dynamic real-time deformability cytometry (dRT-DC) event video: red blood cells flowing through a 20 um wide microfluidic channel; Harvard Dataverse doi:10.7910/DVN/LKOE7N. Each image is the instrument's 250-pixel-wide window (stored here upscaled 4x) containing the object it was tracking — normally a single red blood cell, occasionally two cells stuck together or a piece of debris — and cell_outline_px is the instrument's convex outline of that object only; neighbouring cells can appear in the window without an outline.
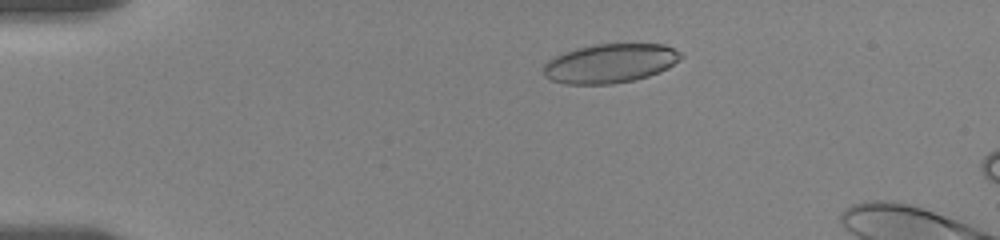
{"species": "human", "species_latin": "Homo sapiens", "temperature_condition": "room temperature", "stored_images_in_passage": 17, "camera_frame_rate_fps": 3000, "um_per_image_px": 0.085, "donor": {"sex": "female"}, "frame": {"image": 1, "passage_image": 10, "time_ms": 3.0, "image_size_px": [1000, 240], "cell_outline_px": [[684, 56], [668, 68], [660, 72], [648, 76], [632, 80], [612, 84], [564, 84], [552, 80], [544, 76], [544, 64], [548, 60], [564, 52], [576, 48], [592, 44], [664, 44], [680, 52]], "centroid_in_image_um": [51.85, 5.38], "position_along_channel_um": 33.1, "area_um2": 31.33}}